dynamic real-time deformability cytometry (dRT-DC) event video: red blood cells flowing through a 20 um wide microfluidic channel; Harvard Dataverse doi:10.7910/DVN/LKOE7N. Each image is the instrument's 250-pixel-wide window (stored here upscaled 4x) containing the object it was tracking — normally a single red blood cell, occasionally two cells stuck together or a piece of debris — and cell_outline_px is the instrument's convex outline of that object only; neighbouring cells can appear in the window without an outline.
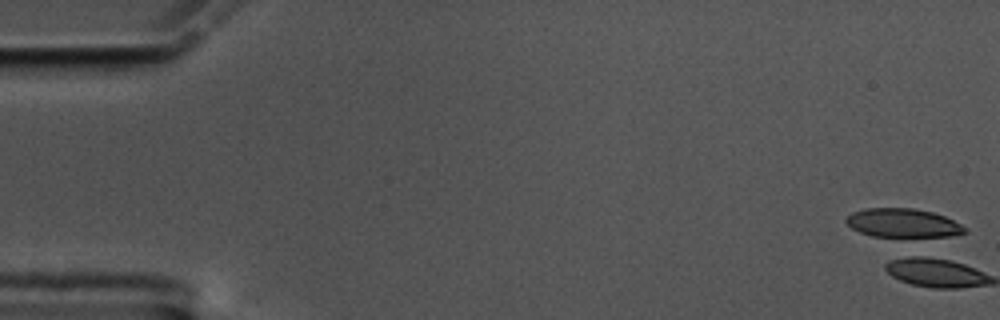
{"species": "common noctule bat (a hibernating species)", "species_latin": "Nyctalus noctula", "temperature_condition": "cold", "stored_images_in_passage": 58, "camera_frame_rate_fps": 3000, "um_per_image_px": 0.085, "animal": {"sex": "male", "body_mass_g": 17.5, "forearm_length_mm": 52.3}, "frame": {"image": 1, "passage_image": 1, "time_ms": 0.0, "image_size_px": [1000, 320], "cell_outline_px": [[968, 232], [952, 236], [924, 240], [912, 240], [872, 236], [860, 232], [852, 228], [844, 220], [852, 212], [864, 208], [912, 208], [932, 212], [944, 216], [968, 228]], "centroid_in_image_um": [76.81, 19.02], "position_along_channel_um": 8.2, "area_um2": 21.1}}
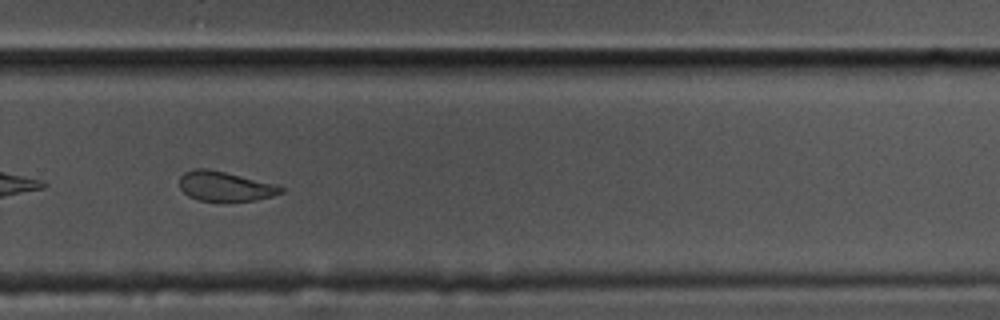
{"frame": {"image": 2, "passage_image": 40, "time_ms": 13.0, "image_size_px": [1000, 320], "cell_outline_px": [[284, 192], [272, 196], [256, 200], [196, 200], [188, 196], [180, 188], [180, 176], [184, 172], [192, 168], [208, 168], [276, 184], [284, 188]], "centroid_in_image_um": [19.11, 15.81], "position_along_channel_um": 310.7, "area_um2": 17.46}}
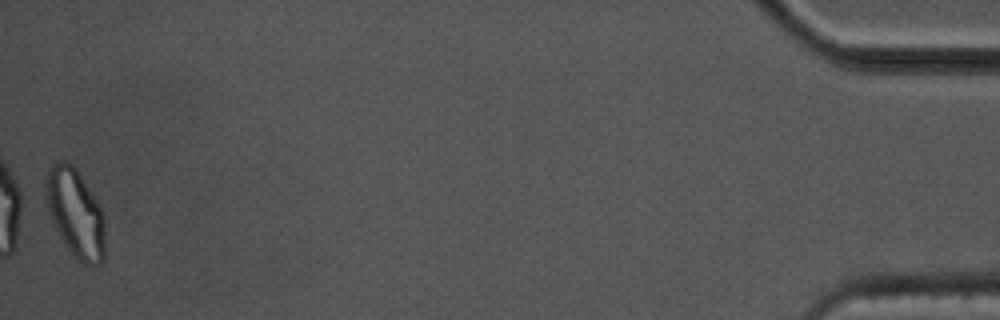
{"frame": {"image": 3, "passage_image": 58, "time_ms": 19.0, "image_size_px": [1000, 320], "cell_outline_px": [[104, 260], [100, 264], [92, 268], [84, 264], [68, 248], [60, 236], [48, 212], [44, 196], [44, 184], [48, 168], [52, 160], [64, 160], [76, 168], [96, 200], [104, 216]], "centroid_in_image_um": [6.38, 18.08], "position_along_channel_um": 428.8, "area_um2": 30.69}, "authors_computed_cell_mechanics": {"area_um2": 21.5883, "velocity_mm_per_s": 3.5297, "shape_relaxation_time_tau1_ms": 10.2433, "shape_relaxation_time_tau2_ms": 2.7162, "deformation_change_tau1": 0.1662, "deformation_change_tau2": 0.0703}}